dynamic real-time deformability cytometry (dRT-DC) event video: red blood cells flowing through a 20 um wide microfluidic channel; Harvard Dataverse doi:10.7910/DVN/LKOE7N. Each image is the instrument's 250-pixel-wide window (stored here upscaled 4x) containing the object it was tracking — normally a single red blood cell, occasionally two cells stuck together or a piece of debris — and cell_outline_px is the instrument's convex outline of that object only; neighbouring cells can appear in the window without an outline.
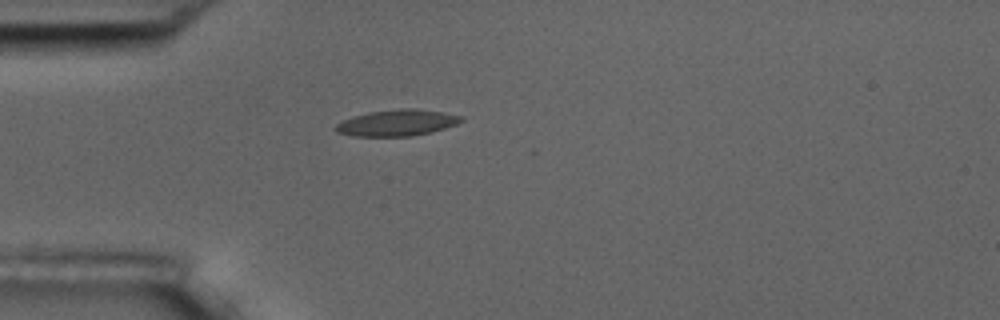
{"species": "common noctule bat (a hibernating species)", "species_latin": "Nyctalus noctula", "temperature_condition": "room temperature", "stored_images_in_passage": 41, "camera_frame_rate_fps": 3000, "um_per_image_px": 0.085, "animal": {"sex": "male", "body_mass_g": 17.5, "forearm_length_mm": 52.3}, "frame": {"image": 1, "passage_image": 1, "time_ms": 0.0, "image_size_px": [1000, 320], "cell_outline_px": [[464, 120], [456, 124], [432, 132], [412, 136], [352, 136], [336, 132], [332, 128], [336, 124], [352, 116], [368, 112], [400, 108], [412, 108], [444, 112], [464, 116]], "centroid_in_image_um": [33.74, 10.43], "position_along_channel_um": 51.3, "area_um2": 19.42}}
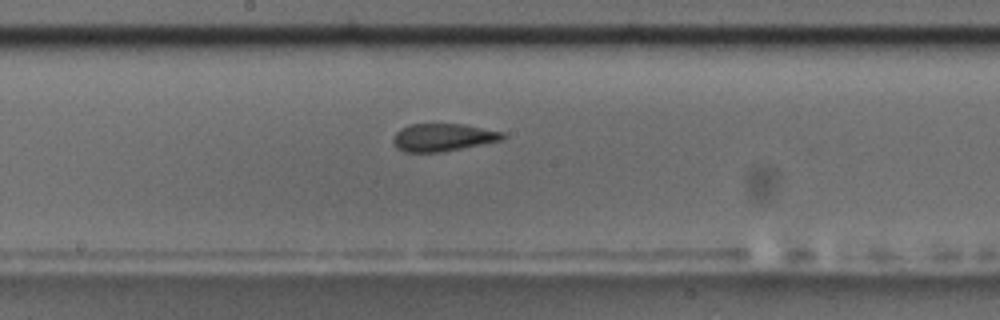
{"frame": {"image": 2, "passage_image": 15, "time_ms": 4.667, "image_size_px": [1000, 320], "cell_outline_px": [[508, 136], [504, 140], [440, 152], [404, 152], [396, 148], [392, 140], [392, 136], [400, 128], [408, 124], [464, 124], [504, 132]], "centroid_in_image_um": [37.65, 11.67], "position_along_channel_um": 210.6, "area_um2": 17.92}}
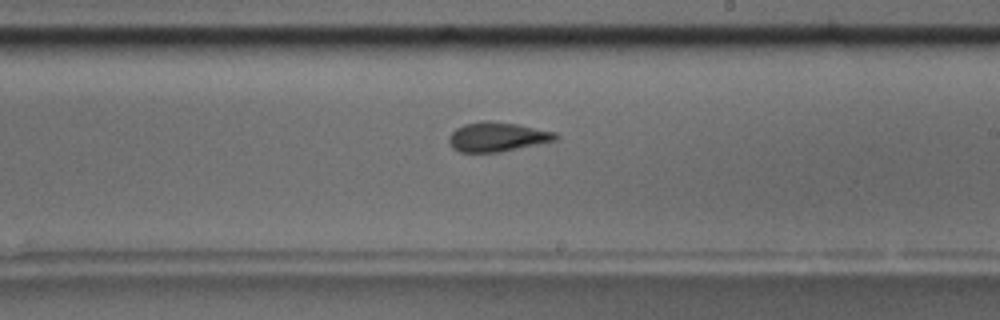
{"frame": {"image": 3, "passage_image": 18, "time_ms": 5.667, "image_size_px": [1000, 320], "cell_outline_px": [[560, 136], [556, 140], [500, 152], [460, 152], [452, 148], [448, 144], [448, 136], [456, 128], [464, 124], [484, 120], [488, 120], [516, 124], [556, 132]], "centroid_in_image_um": [42.23, 11.63], "position_along_channel_um": 246.8, "area_um2": 18.32}, "authors_computed_cell_mechanics": {"area_um2": 17.918, "velocity_mm_per_s": 3.6318, "shape_relaxation_time_tau1_ms": 9.7243, "shape_relaxation_time_tau2_ms": 2.1826, "deformation_change_tau1": 0.2147, "deformation_change_tau2": 0.0908}}